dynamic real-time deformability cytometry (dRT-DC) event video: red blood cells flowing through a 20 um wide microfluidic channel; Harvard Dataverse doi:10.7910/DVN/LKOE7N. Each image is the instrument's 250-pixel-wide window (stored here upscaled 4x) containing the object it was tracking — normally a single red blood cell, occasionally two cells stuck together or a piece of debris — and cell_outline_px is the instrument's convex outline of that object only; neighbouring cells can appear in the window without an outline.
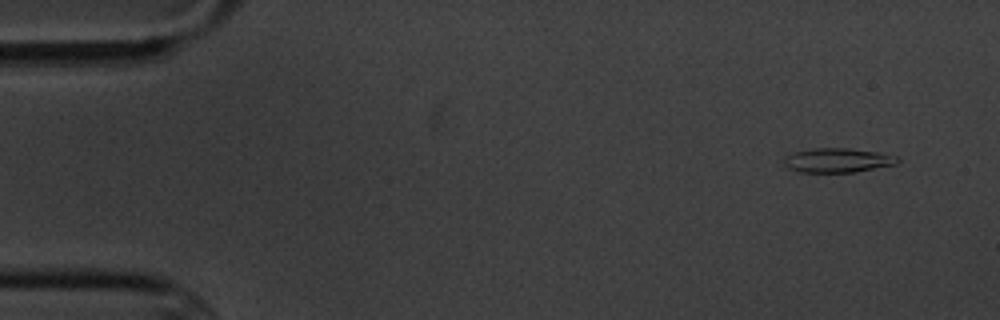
{"species": "common noctule bat (a hibernating species)", "species_latin": "Nyctalus noctula", "temperature_condition": "cold", "stored_images_in_passage": 6, "camera_frame_rate_fps": 3000, "um_per_image_px": 0.085, "animal": {"sex": "male", "body_mass_g": 20.1, "forearm_length_mm": 53.5}, "frame": {"image": 1, "passage_image": 1, "time_ms": 0.0, "image_size_px": [1000, 320], "cell_outline_px": [[900, 160], [896, 164], [856, 172], [800, 172], [788, 168], [784, 164], [784, 160], [788, 156], [796, 152], [812, 148], [848, 148], [876, 152], [896, 156]], "centroid_in_image_um": [71.21, 13.63], "position_along_channel_um": 13.8, "area_um2": 15.9}}
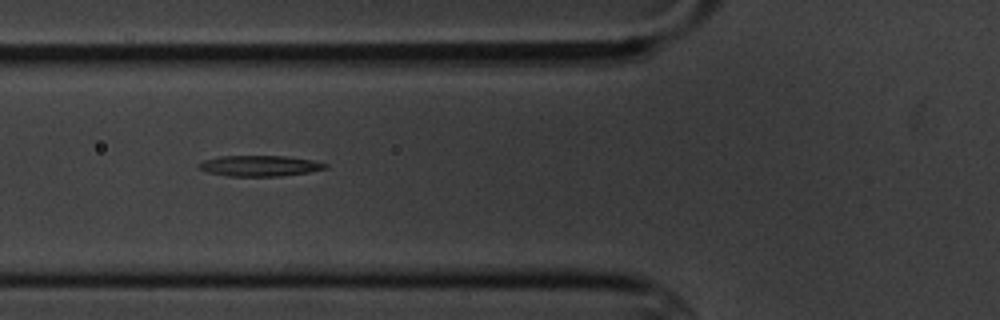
{"frame": {"image": 2, "passage_image": 5, "time_ms": 5.667, "image_size_px": [1000, 320], "cell_outline_px": [[328, 168], [308, 172], [280, 176], [228, 176], [208, 172], [200, 168], [196, 164], [204, 160], [220, 156], [284, 156], [312, 160], [328, 164]], "centroid_in_image_um": [22.07, 14.09], "position_along_channel_um": 103.7, "area_um2": 15.2}}
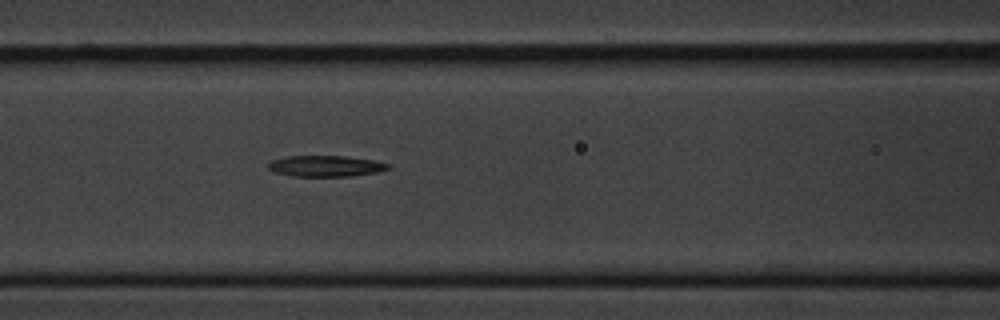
{"frame": {"image": 3, "passage_image": 6, "time_ms": 6.667, "image_size_px": [1000, 320], "cell_outline_px": [[392, 168], [376, 172], [352, 176], [292, 176], [276, 172], [268, 168], [268, 164], [272, 160], [288, 156], [344, 156], [372, 160], [392, 164]], "centroid_in_image_um": [27.72, 14.11], "position_along_channel_um": 138.9, "area_um2": 14.62}}